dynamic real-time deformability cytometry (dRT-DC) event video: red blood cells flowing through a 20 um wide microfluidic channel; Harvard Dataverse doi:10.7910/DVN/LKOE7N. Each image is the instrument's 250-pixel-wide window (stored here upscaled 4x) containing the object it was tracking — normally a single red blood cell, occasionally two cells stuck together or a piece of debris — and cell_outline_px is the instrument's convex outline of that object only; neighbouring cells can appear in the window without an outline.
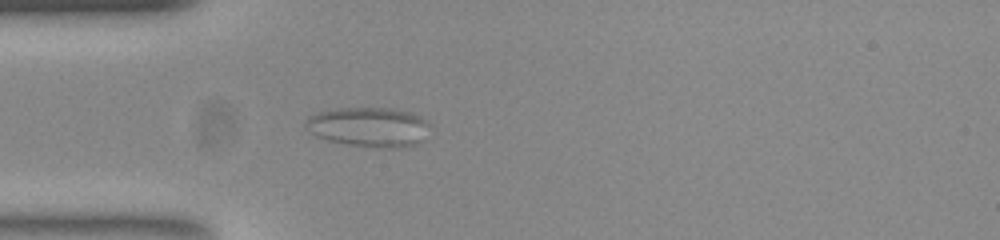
{"species": "common noctule bat (a hibernating species)", "species_latin": "Nyctalus noctula", "temperature_condition": "room temperature", "stored_images_in_passage": 45, "camera_frame_rate_fps": 3000, "um_per_image_px": 0.085, "animal": {"sex": "female", "body_mass_g": 23.0, "forearm_length_mm": 53.4}, "frame": {"image": 1, "passage_image": 5, "time_ms": 1.333, "image_size_px": [1000, 240], "cell_outline_px": [[432, 124], [424, 140], [416, 144], [404, 148], [384, 148], [348, 144], [328, 140], [316, 136], [304, 124], [308, 116], [316, 112], [336, 108], [392, 108], [412, 112], [428, 120]], "centroid_in_image_um": [31.43, 10.79], "position_along_channel_um": 53.6, "area_um2": 29.13}}
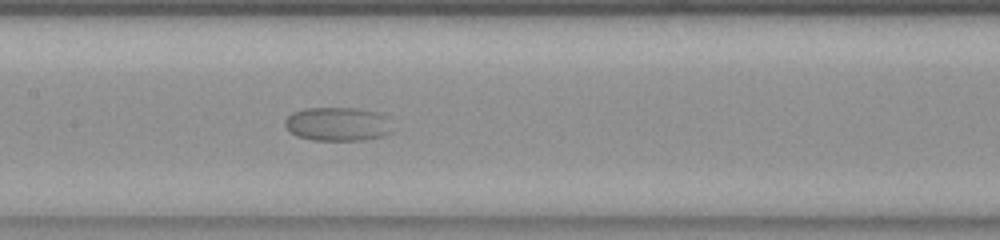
{"frame": {"image": 2, "passage_image": 16, "time_ms": 5.0, "image_size_px": [1000, 240], "cell_outline_px": [[392, 132], [380, 136], [364, 140], [312, 140], [296, 136], [288, 132], [284, 124], [284, 120], [292, 112], [304, 108], [356, 108], [376, 112], [388, 116]], "centroid_in_image_um": [28.66, 10.54], "position_along_channel_um": 178.7, "area_um2": 21.39}}
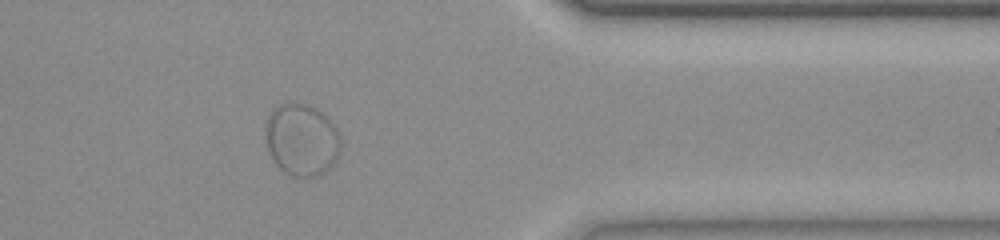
{"frame": {"image": 3, "passage_image": 35, "time_ms": 11.333, "image_size_px": [1000, 240], "cell_outline_px": [[340, 152], [336, 160], [320, 176], [292, 176], [284, 172], [276, 164], [268, 148], [264, 132], [268, 116], [280, 104], [308, 104], [316, 108], [336, 128], [340, 144]], "centroid_in_image_um": [25.63, 11.9], "position_along_channel_um": 385.8, "area_um2": 31.1}}